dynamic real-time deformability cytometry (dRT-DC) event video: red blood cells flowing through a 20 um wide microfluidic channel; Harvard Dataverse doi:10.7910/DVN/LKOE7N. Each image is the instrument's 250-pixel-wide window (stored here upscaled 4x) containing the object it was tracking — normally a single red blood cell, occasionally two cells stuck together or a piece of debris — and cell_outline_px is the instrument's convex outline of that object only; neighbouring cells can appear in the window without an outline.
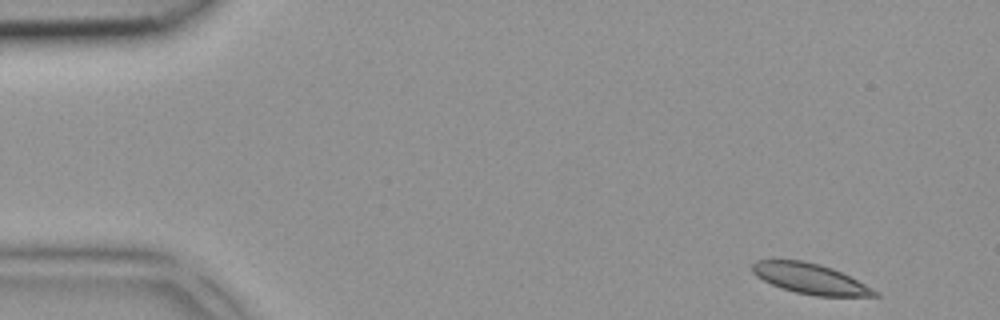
{"species": "common noctule bat (a hibernating species)", "species_latin": "Nyctalus noctula", "temperature_condition": "room temperature", "stored_images_in_passage": 4, "camera_frame_rate_fps": 3000, "um_per_image_px": 0.085, "animal": {"sex": "female", "body_mass_g": 18.4}, "frame": {"image": 1, "passage_image": 1, "time_ms": 0.0, "image_size_px": [1000, 320], "cell_outline_px": [[880, 296], [816, 296], [796, 292], [780, 288], [756, 276], [752, 272], [752, 264], [756, 260], [804, 260], [820, 264], [832, 268], [880, 292]], "centroid_in_image_um": [68.85, 23.69], "position_along_channel_um": 16.1, "area_um2": 21.5}}